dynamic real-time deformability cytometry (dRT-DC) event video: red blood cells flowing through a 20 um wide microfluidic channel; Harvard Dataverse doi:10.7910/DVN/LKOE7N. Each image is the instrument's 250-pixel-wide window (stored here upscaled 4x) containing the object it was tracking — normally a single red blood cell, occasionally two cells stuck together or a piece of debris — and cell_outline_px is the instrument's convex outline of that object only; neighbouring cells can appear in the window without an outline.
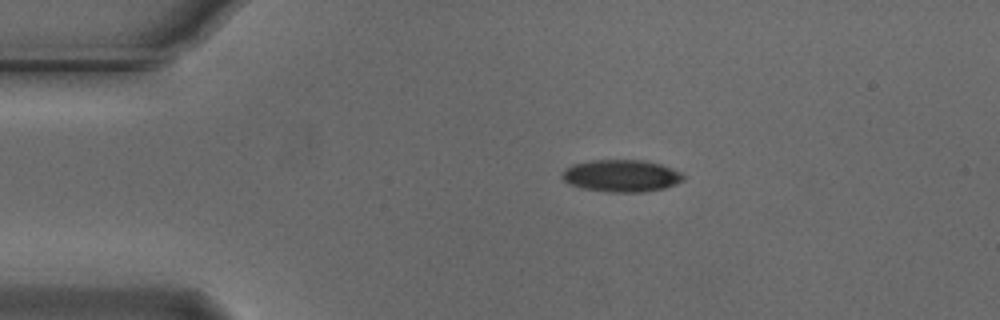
{"species": "Egyptian fruit bat (a non-hibernating species)", "species_latin": "Rousettus aegyptiacus", "temperature_condition": "cold", "stored_images_in_passage": 44, "camera_frame_rate_fps": 3000, "um_per_image_px": 0.085, "animal": {"sex": "male"}, "frame": {"image": 1, "passage_image": 1, "time_ms": 0.0, "image_size_px": [1000, 320], "cell_outline_px": [[684, 180], [676, 184], [664, 188], [644, 192], [608, 192], [580, 188], [568, 184], [560, 176], [560, 172], [564, 168], [572, 164], [592, 160], [644, 160], [660, 164], [680, 172], [684, 176]], "centroid_in_image_um": [52.76, 14.94], "position_along_channel_um": 32.2, "area_um2": 22.95}}
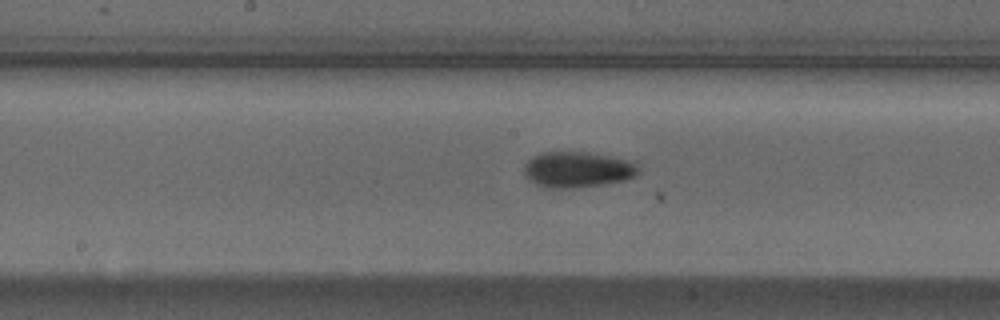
{"frame": {"image": 2, "passage_image": 18, "time_ms": 5.667, "image_size_px": [1000, 320], "cell_outline_px": [[640, 172], [636, 176], [624, 180], [600, 184], [572, 188], [548, 188], [536, 184], [528, 180], [524, 176], [524, 164], [532, 156], [540, 152], [588, 152], [628, 160], [636, 164], [640, 168]], "centroid_in_image_um": [49.05, 14.41], "position_along_channel_um": 199.2, "area_um2": 23.93}}
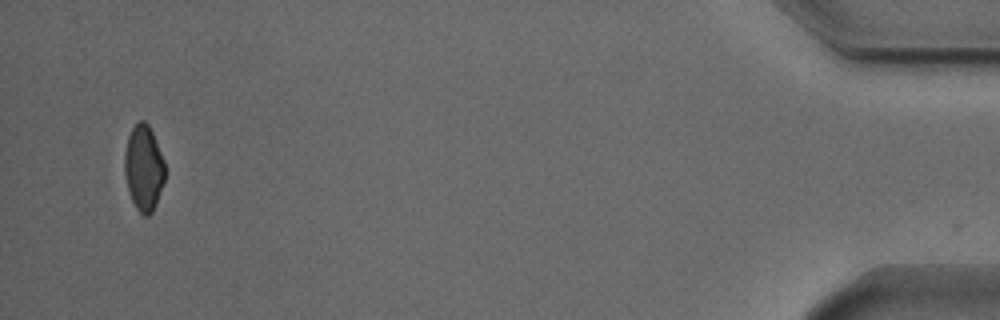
{"frame": {"image": 3, "passage_image": 43, "time_ms": 14.0, "image_size_px": [1000, 320], "cell_outline_px": [[164, 180], [156, 204], [152, 212], [148, 216], [144, 216], [136, 208], [132, 200], [128, 188], [124, 172], [124, 152], [128, 136], [132, 128], [140, 120], [144, 120], [148, 124], [152, 132], [164, 160]], "centroid_in_image_um": [12.2, 14.27], "position_along_channel_um": 423.0, "area_um2": 20.0}, "authors_computed_cell_mechanics": {"area_um2": 22.5131, "velocity_mm_per_s": 3.7297, "shape_relaxation_time_tau1_ms": null, "shape_relaxation_time_tau2_ms": 9.2071, "deformation_change_tau1": null, "deformation_change_tau2": 0.1392}}